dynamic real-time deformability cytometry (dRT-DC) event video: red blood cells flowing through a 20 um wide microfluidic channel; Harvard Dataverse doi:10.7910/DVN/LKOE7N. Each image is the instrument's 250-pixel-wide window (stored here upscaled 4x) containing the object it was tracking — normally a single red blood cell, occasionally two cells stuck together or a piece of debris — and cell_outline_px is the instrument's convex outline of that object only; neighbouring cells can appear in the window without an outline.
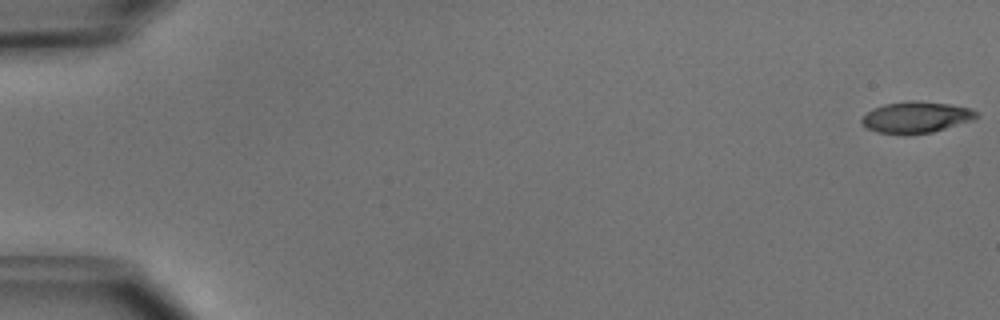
{"species": "common noctule bat (a hibernating species)", "species_latin": "Nyctalus noctula", "temperature_condition": "cold", "stored_images_in_passage": 51, "camera_frame_rate_fps": 3000, "um_per_image_px": 0.085, "animal": {"sex": "male", "body_mass_g": 15.6}, "frame": {"image": 1, "passage_image": 1, "time_ms": 0.0, "image_size_px": [1000, 320], "cell_outline_px": [[980, 116], [972, 120], [932, 132], [876, 132], [860, 124], [860, 120], [872, 108], [884, 104], [908, 100], [916, 100], [948, 104], [972, 108], [980, 112]], "centroid_in_image_um": [77.9, 9.92], "position_along_channel_um": 7.1, "area_um2": 20.58}}
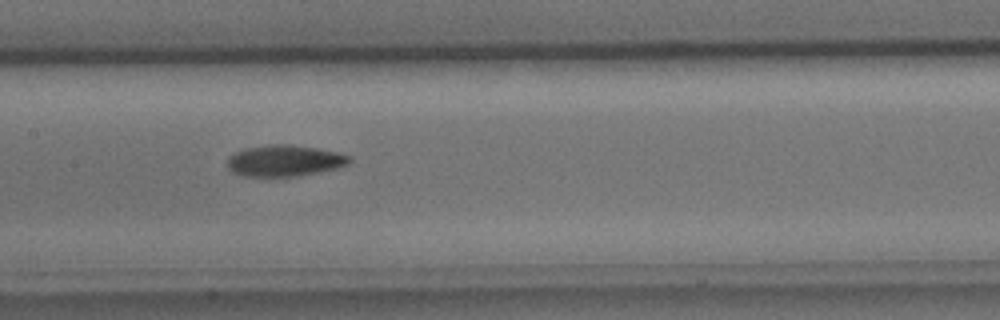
{"frame": {"image": 2, "passage_image": 26, "time_ms": 8.333, "image_size_px": [1000, 320], "cell_outline_px": [[352, 160], [348, 164], [340, 168], [300, 176], [244, 176], [232, 172], [228, 168], [228, 156], [244, 148], [268, 144], [284, 144], [316, 148], [336, 152], [352, 156]], "centroid_in_image_um": [24.21, 13.66], "position_along_channel_um": 183.2, "area_um2": 22.43}}
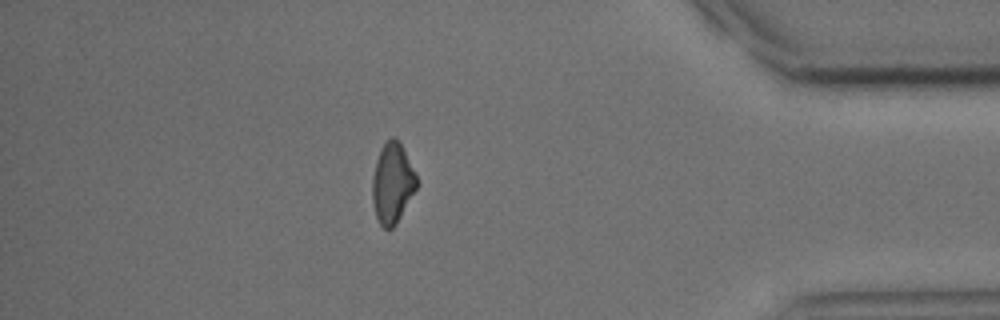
{"frame": {"image": 3, "passage_image": 45, "time_ms": 14.667, "image_size_px": [1000, 320], "cell_outline_px": [[416, 188], [396, 224], [392, 228], [384, 228], [380, 224], [376, 216], [372, 200], [372, 176], [376, 160], [384, 144], [392, 136], [400, 140], [416, 176]], "centroid_in_image_um": [33.33, 15.56], "position_along_channel_um": 401.9, "area_um2": 20.4}, "authors_computed_cell_mechanics": {"area_um2": 21.2126, "velocity_mm_per_s": 3.9781, "shape_relaxation_time_tau1_ms": 4.2586, "shape_relaxation_time_tau2_ms": 6.7982, "deformation_change_tau1": 0.1301, "deformation_change_tau2": 0.14}}